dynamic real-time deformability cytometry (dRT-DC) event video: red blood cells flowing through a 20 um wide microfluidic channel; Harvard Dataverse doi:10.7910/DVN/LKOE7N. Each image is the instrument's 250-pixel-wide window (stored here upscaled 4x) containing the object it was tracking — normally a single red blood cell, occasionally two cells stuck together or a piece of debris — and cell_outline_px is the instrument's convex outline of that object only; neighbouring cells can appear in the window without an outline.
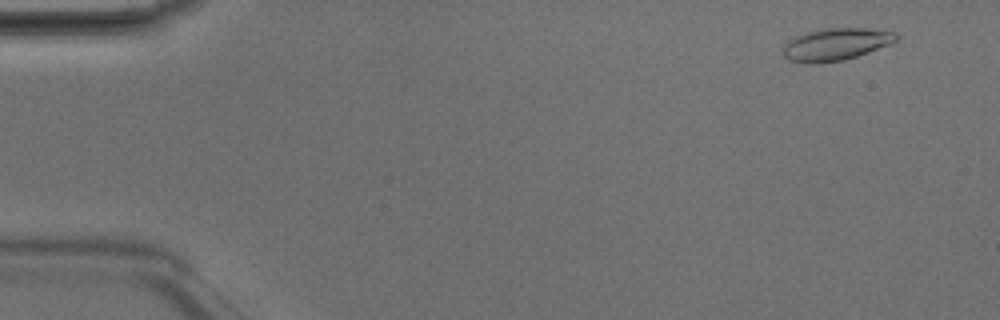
{"species": "Egyptian fruit bat (a non-hibernating species)", "species_latin": "Rousettus aegyptiacus", "temperature_condition": "room temperature", "stored_images_in_passage": 49, "camera_frame_rate_fps": 3000, "um_per_image_px": 0.085, "animal": {"sex": "male"}, "frame": {"image": 1, "passage_image": 4, "time_ms": 1.0, "image_size_px": [1000, 320], "cell_outline_px": [[900, 36], [896, 40], [888, 44], [868, 52], [844, 60], [816, 64], [804, 64], [788, 60], [784, 56], [784, 44], [788, 40], [796, 36], [808, 32], [828, 28], [864, 28], [896, 32]], "centroid_in_image_um": [71.02, 3.78], "position_along_channel_um": 14.0, "area_um2": 21.21}}
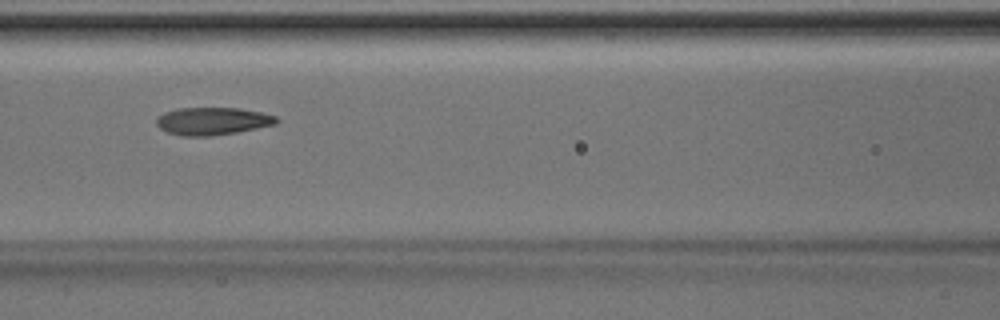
{"frame": {"image": 2, "passage_image": 22, "time_ms": 7.0, "image_size_px": [1000, 320], "cell_outline_px": [[280, 120], [276, 124], [236, 132], [212, 136], [180, 136], [168, 132], [160, 128], [156, 124], [156, 116], [164, 112], [180, 108], [236, 108], [260, 112], [276, 116]], "centroid_in_image_um": [18.04, 10.3], "position_along_channel_um": 148.6, "area_um2": 19.31}}
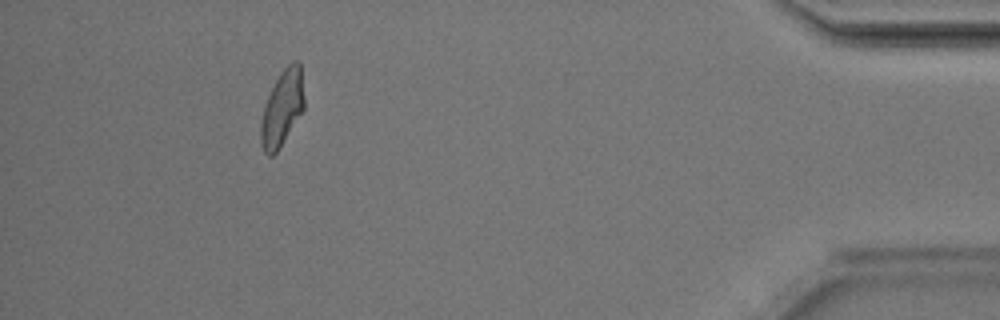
{"frame": {"image": 3, "passage_image": 45, "time_ms": 14.667, "image_size_px": [1000, 320], "cell_outline_px": [[304, 108], [276, 152], [272, 156], [268, 156], [264, 152], [260, 144], [260, 124], [264, 104], [280, 72], [292, 60], [300, 60], [304, 96]], "centroid_in_image_um": [23.97, 9.16], "position_along_channel_um": 411.2, "area_um2": 19.07}, "authors_computed_cell_mechanics": {"area_um2": 19.5364, "velocity_mm_per_s": 4.1792, "shape_relaxation_time_tau1_ms": 2.9209, "shape_relaxation_time_tau2_ms": 1.3365, "deformation_change_tau1": 0.146, "deformation_change_tau2": 0.0822}}